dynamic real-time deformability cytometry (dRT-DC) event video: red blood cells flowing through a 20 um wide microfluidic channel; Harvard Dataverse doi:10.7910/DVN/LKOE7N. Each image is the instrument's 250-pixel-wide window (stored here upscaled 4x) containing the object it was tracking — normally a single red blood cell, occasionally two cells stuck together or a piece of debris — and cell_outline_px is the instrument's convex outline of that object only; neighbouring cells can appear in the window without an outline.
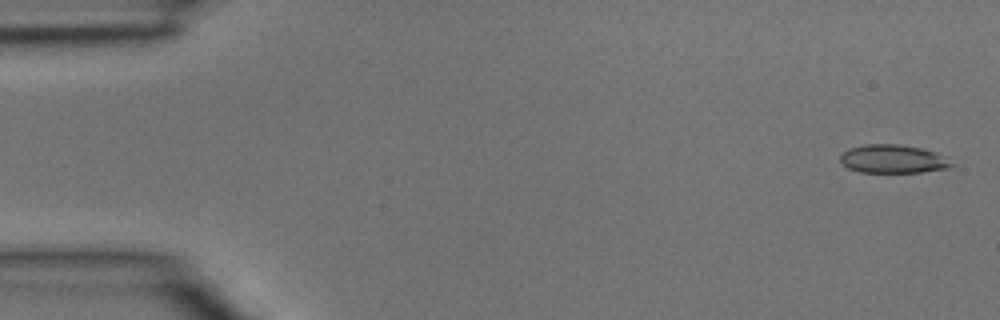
{"species": "common noctule bat (a hibernating species)", "species_latin": "Nyctalus noctula", "temperature_condition": "room temperature", "stored_images_in_passage": 4, "camera_frame_rate_fps": 3000, "um_per_image_px": 0.085, "animal": {"sex": "male", "body_mass_g": 15.6}, "frame": {"image": 1, "passage_image": 1, "time_ms": 0.0, "image_size_px": [1000, 320], "cell_outline_px": [[956, 164], [952, 168], [920, 172], [860, 172], [848, 168], [840, 160], [840, 156], [848, 148], [864, 144], [900, 144], [920, 148], [936, 152]], "centroid_in_image_um": [75.93, 13.51], "position_along_channel_um": 9.1, "area_um2": 18.5}}
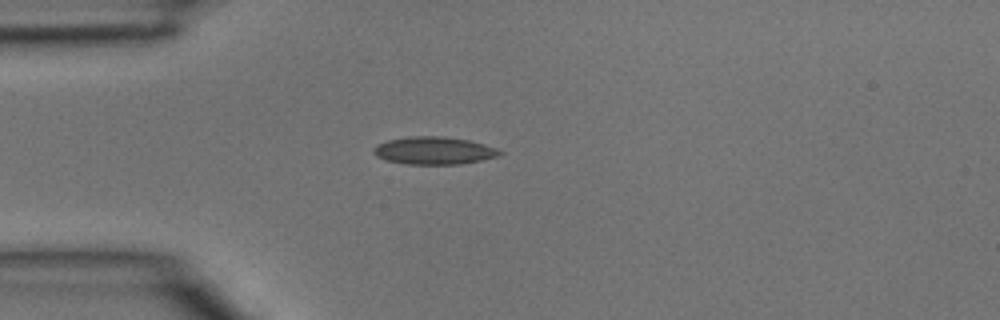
{"frame": {"image": 2, "passage_image": 4, "time_ms": 1.0, "image_size_px": [1000, 320], "cell_outline_px": [[504, 152], [496, 156], [480, 160], [460, 164], [408, 164], [388, 160], [376, 156], [372, 152], [372, 148], [376, 144], [388, 140], [408, 136], [440, 136], [468, 140], [496, 148]], "centroid_in_image_um": [36.83, 12.79], "position_along_channel_um": 48.2, "area_um2": 20.11}}